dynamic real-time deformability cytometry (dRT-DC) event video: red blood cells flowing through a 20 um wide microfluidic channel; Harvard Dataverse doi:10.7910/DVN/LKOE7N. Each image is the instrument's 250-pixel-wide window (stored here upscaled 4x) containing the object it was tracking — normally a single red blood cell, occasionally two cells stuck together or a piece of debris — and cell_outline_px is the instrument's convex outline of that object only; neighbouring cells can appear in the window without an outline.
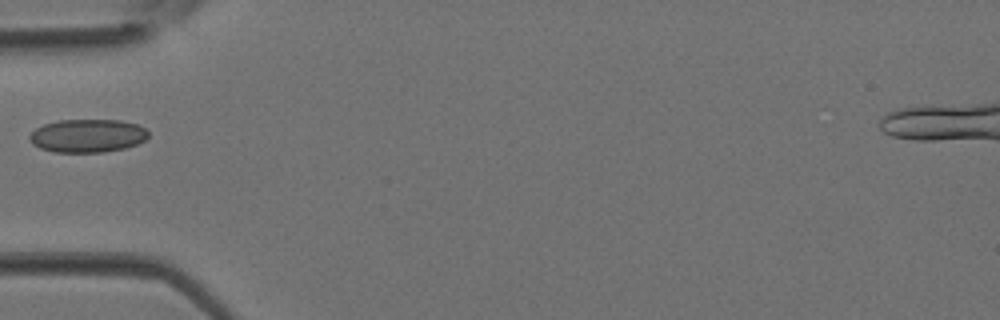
{"species": "Egyptian fruit bat (a non-hibernating species)", "species_latin": "Rousettus aegyptiacus", "temperature_condition": "room temperature", "stored_images_in_passage": 5, "camera_frame_rate_fps": 3000, "um_per_image_px": 0.085, "animal": {"sex": "female"}, "frame": {"image": 1, "passage_image": 5, "time_ms": 1.333, "image_size_px": [1000, 320], "cell_outline_px": [[148, 136], [144, 140], [136, 144], [124, 148], [104, 152], [52, 152], [40, 148], [32, 144], [28, 136], [36, 128], [44, 124], [60, 120], [120, 120], [136, 124], [144, 128], [148, 132]], "centroid_in_image_um": [7.41, 11.54], "position_along_channel_um": 77.6, "area_um2": 22.95}}